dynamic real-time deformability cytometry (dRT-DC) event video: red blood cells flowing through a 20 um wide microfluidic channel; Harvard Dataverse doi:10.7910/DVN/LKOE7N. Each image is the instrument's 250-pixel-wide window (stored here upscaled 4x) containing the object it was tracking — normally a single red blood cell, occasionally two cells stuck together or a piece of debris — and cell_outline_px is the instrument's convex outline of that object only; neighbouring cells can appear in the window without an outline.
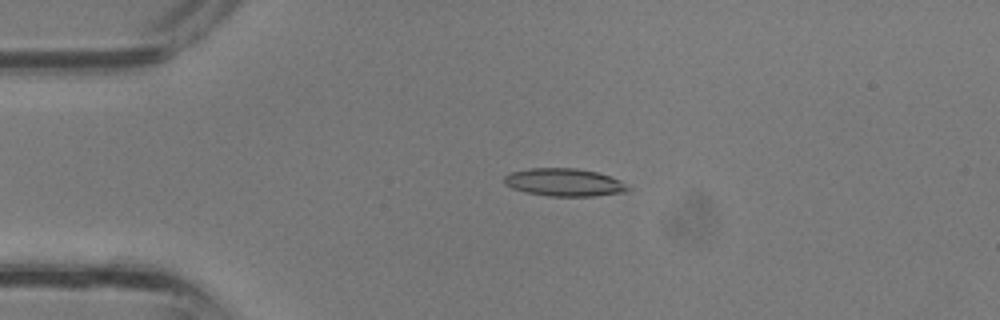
{"species": "common noctule bat (a hibernating species)", "species_latin": "Nyctalus noctula", "temperature_condition": "room temperature", "stored_images_in_passage": 13, "camera_frame_rate_fps": 3000, "um_per_image_px": 0.085, "animal": {"sex": "male", "body_mass_g": 13.3}, "frame": {"image": 1, "passage_image": 8, "time_ms": 2.333, "image_size_px": [1000, 320], "cell_outline_px": [[632, 188], [628, 192], [596, 196], [548, 196], [524, 192], [512, 188], [504, 184], [504, 176], [512, 172], [528, 168], [576, 168], [596, 172], [620, 180]], "centroid_in_image_um": [47.97, 15.51], "position_along_channel_um": 37.0, "area_um2": 20.17}}
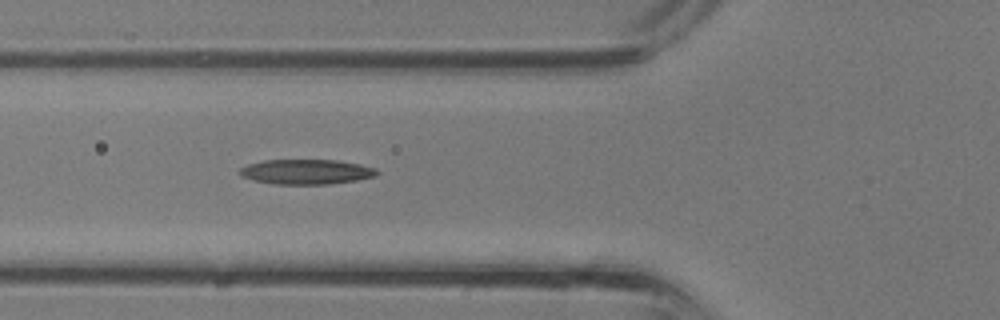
{"frame": {"image": 2, "passage_image": 13, "time_ms": 4.0, "image_size_px": [1000, 320], "cell_outline_px": [[380, 172], [376, 176], [356, 180], [332, 184], [272, 184], [252, 180], [240, 176], [240, 168], [248, 164], [264, 160], [336, 160], [360, 164], [376, 168]], "centroid_in_image_um": [26.04, 14.6], "position_along_channel_um": 99.8, "area_um2": 20.06}}